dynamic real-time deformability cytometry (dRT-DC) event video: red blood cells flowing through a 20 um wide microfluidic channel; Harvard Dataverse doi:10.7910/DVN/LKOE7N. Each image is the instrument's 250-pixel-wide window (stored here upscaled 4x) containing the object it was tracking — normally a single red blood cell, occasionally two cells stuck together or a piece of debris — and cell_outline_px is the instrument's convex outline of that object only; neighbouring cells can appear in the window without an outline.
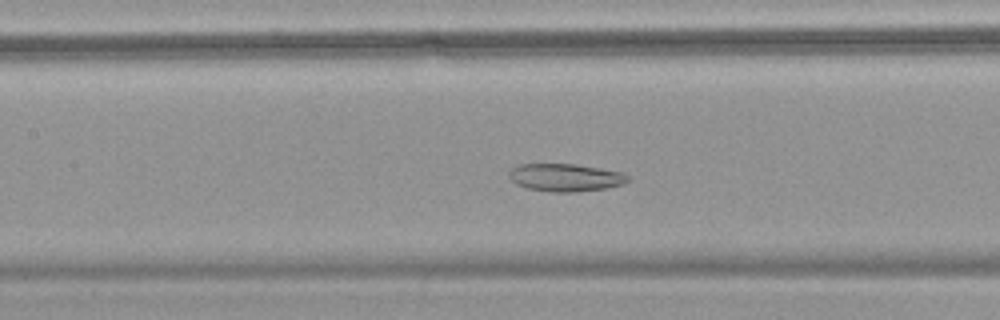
{"species": "common noctule bat (a hibernating species)", "species_latin": "Nyctalus noctula", "temperature_condition": "warm", "stored_images_in_passage": 56, "camera_frame_rate_fps": 3000, "um_per_image_px": 0.085, "animal": {"sex": "female", "body_mass_g": 18.4}, "frame": {"image": 1, "passage_image": 26, "time_ms": 8.333, "image_size_px": [1000, 320], "cell_outline_px": [[632, 180], [624, 184], [608, 188], [572, 192], [552, 192], [528, 188], [516, 184], [508, 176], [508, 172], [512, 168], [520, 164], [576, 164], [624, 172]], "centroid_in_image_um": [48.11, 15.08], "position_along_channel_um": 159.3, "area_um2": 19.36}}
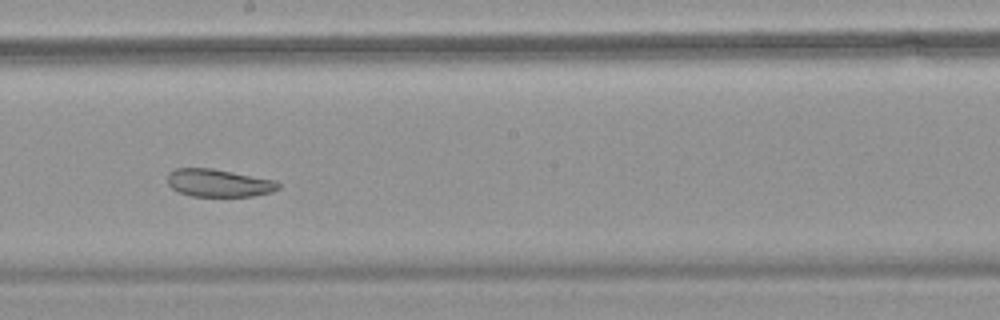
{"frame": {"image": 2, "passage_image": 32, "time_ms": 10.333, "image_size_px": [1000, 320], "cell_outline_px": [[280, 188], [272, 192], [252, 196], [192, 196], [180, 192], [172, 188], [168, 184], [168, 172], [176, 168], [212, 168], [276, 180], [280, 184]], "centroid_in_image_um": [18.61, 15.55], "position_along_channel_um": 229.6, "area_um2": 17.92}}
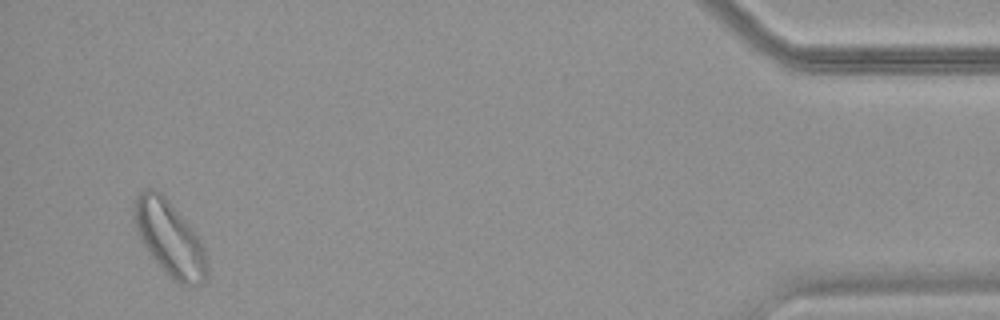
{"frame": {"image": 3, "passage_image": 54, "time_ms": 17.667, "image_size_px": [1000, 320], "cell_outline_px": [[208, 276], [200, 284], [188, 288], [180, 284], [168, 276], [152, 256], [144, 244], [136, 228], [132, 216], [132, 208], [136, 196], [140, 192], [148, 188], [156, 188], [168, 200], [192, 228], [200, 240], [204, 248], [208, 264]], "centroid_in_image_um": [14.43, 20.28], "position_along_channel_um": 420.8, "area_um2": 31.85}, "authors_computed_cell_mechanics": {"area_um2": 26.9637, "velocity_mm_per_s": 3.5315, "shape_relaxation_time_tau1_ms": null, "shape_relaxation_time_tau2_ms": 5.4588, "deformation_change_tau1": null, "deformation_change_tau2": 0.1253}}